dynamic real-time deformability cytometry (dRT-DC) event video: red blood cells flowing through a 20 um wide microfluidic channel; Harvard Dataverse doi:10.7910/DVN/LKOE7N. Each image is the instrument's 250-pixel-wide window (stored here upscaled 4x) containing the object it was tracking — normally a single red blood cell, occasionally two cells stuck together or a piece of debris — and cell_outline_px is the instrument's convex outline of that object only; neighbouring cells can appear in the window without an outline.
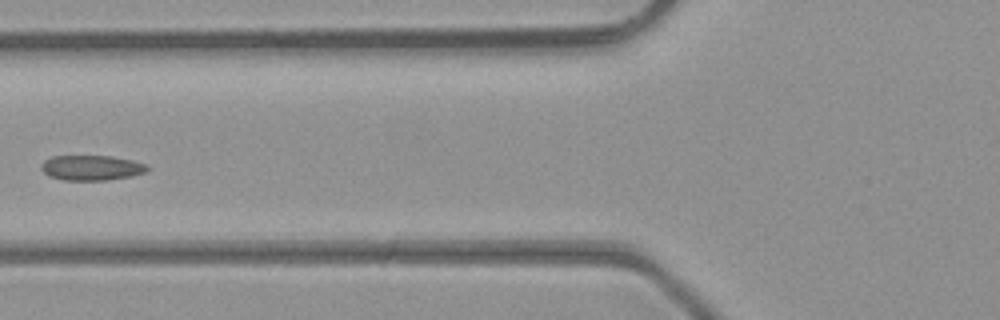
{"species": "common noctule bat (a hibernating species)", "species_latin": "Nyctalus noctula", "temperature_condition": "room temperature", "stored_images_in_passage": 6, "camera_frame_rate_fps": 3000, "um_per_image_px": 0.085, "animal": {"sex": "male", "body_mass_g": 23.1, "forearm_length_mm": 52.7}, "frame": {"image": 1, "passage_image": 5, "time_ms": 1.333, "image_size_px": [1000, 320], "cell_outline_px": [[148, 168], [144, 172], [132, 176], [108, 180], [64, 180], [48, 176], [40, 168], [40, 164], [44, 160], [52, 156], [112, 156], [132, 160], [148, 164]], "centroid_in_image_um": [7.76, 14.26], "position_along_channel_um": 118.0, "area_um2": 15.61}}
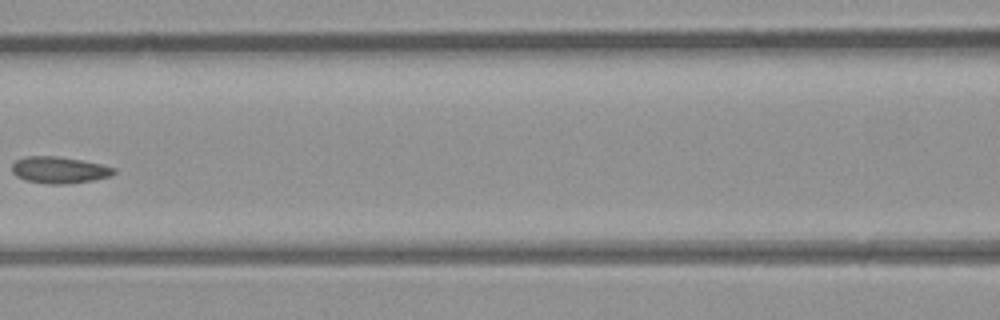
{"frame": {"image": 2, "passage_image": 6, "time_ms": 1.667, "image_size_px": [1000, 320], "cell_outline_px": [[116, 172], [112, 176], [92, 180], [64, 184], [48, 184], [28, 180], [16, 176], [12, 172], [12, 164], [16, 160], [24, 156], [56, 156], [80, 160], [100, 164], [116, 168]], "centroid_in_image_um": [5.04, 14.44], "position_along_channel_um": 161.6, "area_um2": 15.72}}